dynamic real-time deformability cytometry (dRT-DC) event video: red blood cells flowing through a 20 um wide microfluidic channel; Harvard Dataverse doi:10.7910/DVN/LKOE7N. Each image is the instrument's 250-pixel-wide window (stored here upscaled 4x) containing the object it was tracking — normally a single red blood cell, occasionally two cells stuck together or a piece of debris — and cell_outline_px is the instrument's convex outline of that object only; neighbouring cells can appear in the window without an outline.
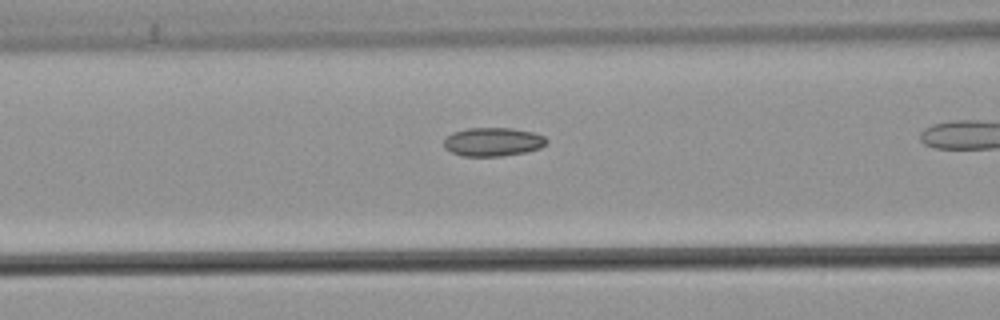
{"species": "common noctule bat (a hibernating species)", "species_latin": "Nyctalus noctula", "temperature_condition": "warm", "stored_images_in_passage": 36, "camera_frame_rate_fps": 3000, "um_per_image_px": 0.085, "animal": {"sex": "male", "body_mass_g": 21.5, "forearm_length_mm": 52.0}, "frame": {"image": 1, "passage_image": 16, "time_ms": 5.0, "image_size_px": [1000, 320], "cell_outline_px": [[548, 140], [540, 148], [524, 152], [500, 156], [464, 156], [452, 152], [444, 148], [444, 140], [452, 132], [468, 128], [512, 128], [532, 132], [544, 136]], "centroid_in_image_um": [41.88, 12.05], "position_along_channel_um": 124.7, "area_um2": 16.99}}
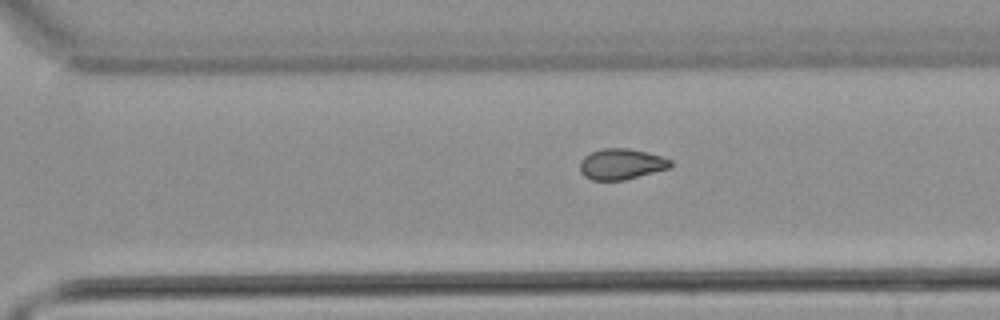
{"frame": {"image": 2, "passage_image": 31, "time_ms": 10.0, "image_size_px": [1000, 320], "cell_outline_px": [[672, 164], [668, 168], [624, 180], [592, 180], [584, 176], [580, 172], [580, 160], [584, 156], [592, 152], [604, 148], [628, 148], [648, 152], [672, 160]], "centroid_in_image_um": [52.79, 13.94], "position_along_channel_um": 317.8, "area_um2": 16.18}}